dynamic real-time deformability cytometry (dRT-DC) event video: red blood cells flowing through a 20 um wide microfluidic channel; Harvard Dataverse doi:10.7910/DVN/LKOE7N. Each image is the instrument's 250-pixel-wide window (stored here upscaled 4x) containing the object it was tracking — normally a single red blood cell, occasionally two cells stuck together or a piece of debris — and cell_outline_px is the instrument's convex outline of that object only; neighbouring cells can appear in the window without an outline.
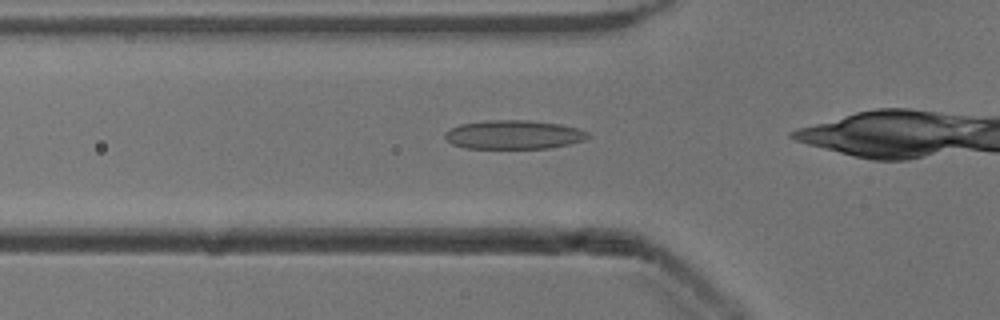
{"species": "common noctule bat (a hibernating species)", "species_latin": "Nyctalus noctula", "temperature_condition": "cold", "stored_images_in_passage": 33, "camera_frame_rate_fps": 3000, "um_per_image_px": 0.085, "animal": {"sex": "male", "body_mass_g": 13.3}, "frame": {"image": 1, "passage_image": 9, "time_ms": 2.667, "image_size_px": [1000, 320], "cell_outline_px": [[588, 136], [584, 140], [568, 144], [548, 148], [464, 148], [452, 144], [444, 136], [444, 132], [460, 124], [484, 120], [528, 120], [560, 124], [580, 128], [588, 132]], "centroid_in_image_um": [43.65, 11.44], "position_along_channel_um": 82.1, "area_um2": 24.04}}
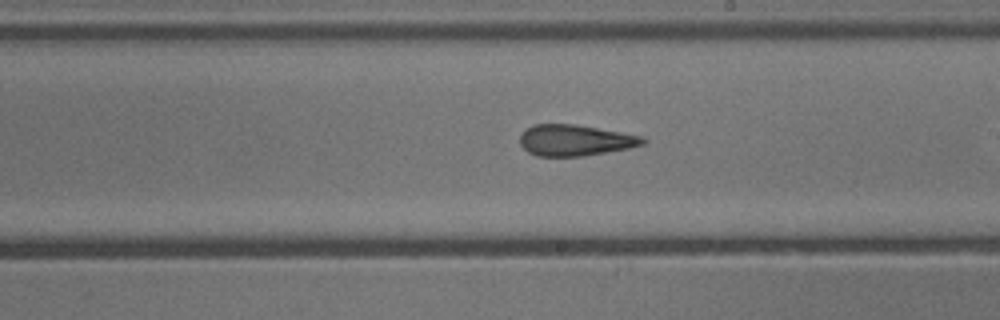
{"frame": {"image": 2, "passage_image": 21, "time_ms": 6.667, "image_size_px": [1000, 320], "cell_outline_px": [[648, 140], [644, 144], [628, 148], [584, 156], [536, 156], [528, 152], [520, 144], [520, 136], [524, 128], [532, 124], [576, 124], [644, 136]], "centroid_in_image_um": [48.87, 11.91], "position_along_channel_um": 240.1, "area_um2": 22.48}}
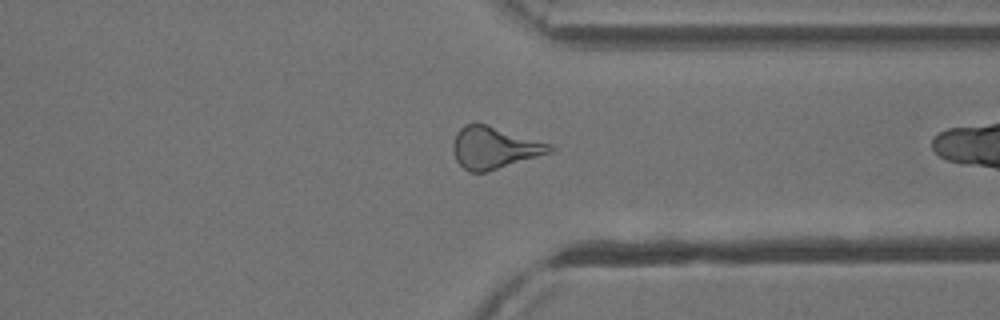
{"frame": {"image": 3, "passage_image": 31, "time_ms": 10.0, "image_size_px": [1000, 320], "cell_outline_px": [[556, 148], [552, 152], [488, 172], [472, 172], [464, 168], [456, 160], [452, 148], [452, 144], [456, 132], [464, 124], [488, 124], [552, 144]], "centroid_in_image_um": [42.02, 12.55], "position_along_channel_um": 369.4, "area_um2": 23.81}}